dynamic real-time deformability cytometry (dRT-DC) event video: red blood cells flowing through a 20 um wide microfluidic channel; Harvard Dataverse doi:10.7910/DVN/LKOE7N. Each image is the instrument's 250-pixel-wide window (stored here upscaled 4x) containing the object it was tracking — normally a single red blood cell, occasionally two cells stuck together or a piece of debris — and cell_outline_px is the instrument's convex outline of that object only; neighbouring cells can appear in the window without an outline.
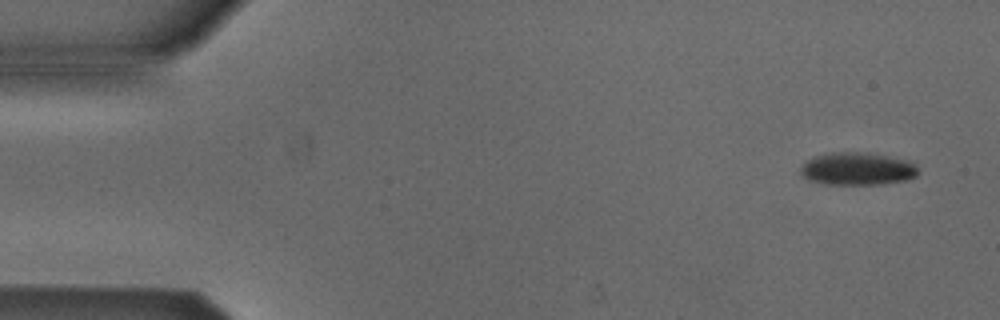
{"species": "Egyptian fruit bat (a non-hibernating species)", "species_latin": "Rousettus aegyptiacus", "temperature_condition": "cold", "stored_images_in_passage": 5, "camera_frame_rate_fps": 3000, "um_per_image_px": 0.085, "animal": {"sex": "male"}, "frame": {"image": 1, "passage_image": 1, "time_ms": 0.0, "image_size_px": [1000, 320], "cell_outline_px": [[916, 176], [908, 180], [884, 184], [824, 184], [812, 180], [804, 176], [800, 172], [800, 168], [812, 156], [832, 152], [868, 152], [916, 160]], "centroid_in_image_um": [72.96, 14.32], "position_along_channel_um": 12.0, "area_um2": 22.77}}
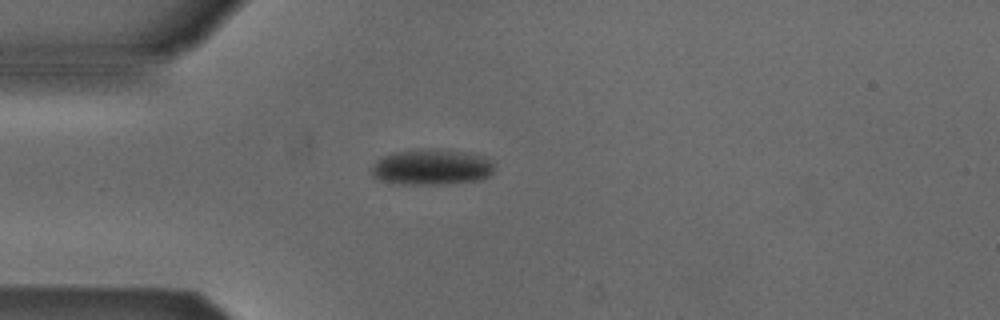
{"frame": {"image": 2, "passage_image": 4, "time_ms": 3.667, "image_size_px": [1000, 320], "cell_outline_px": [[492, 172], [488, 176], [480, 180], [444, 184], [388, 184], [372, 176], [372, 168], [384, 156], [396, 152], [464, 152], [484, 156], [492, 160]], "centroid_in_image_um": [36.7, 14.28], "position_along_channel_um": 48.3, "area_um2": 24.45}}